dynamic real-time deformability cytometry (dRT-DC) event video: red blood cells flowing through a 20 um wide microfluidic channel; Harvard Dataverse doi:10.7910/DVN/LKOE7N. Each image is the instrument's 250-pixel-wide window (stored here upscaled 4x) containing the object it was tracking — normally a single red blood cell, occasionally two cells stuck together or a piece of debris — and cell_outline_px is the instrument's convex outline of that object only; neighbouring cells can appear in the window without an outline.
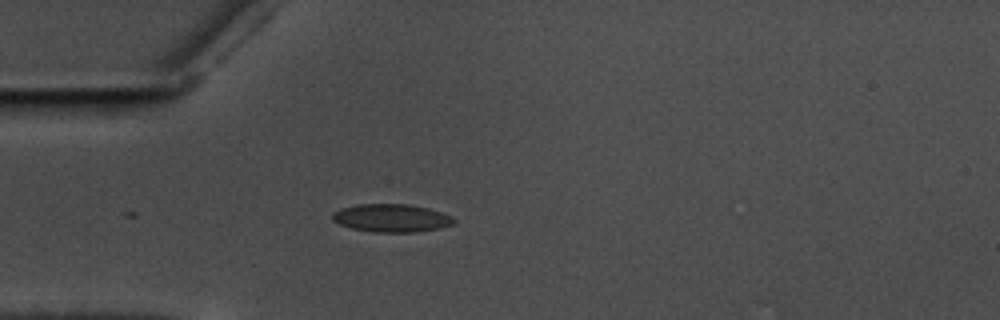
{"species": "common noctule bat (a hibernating species)", "species_latin": "Nyctalus noctula", "temperature_condition": "warm", "stored_images_in_passage": 7, "camera_frame_rate_fps": 3000, "um_per_image_px": 0.085, "animal": {"sex": "male", "body_mass_g": 17.5, "forearm_length_mm": 52.3}, "frame": {"image": 1, "passage_image": 1, "time_ms": 0.0, "image_size_px": [1000, 320], "cell_outline_px": [[456, 224], [440, 228], [416, 232], [372, 232], [352, 228], [340, 224], [332, 220], [332, 212], [340, 208], [356, 204], [408, 204], [428, 208], [452, 216], [456, 220]], "centroid_in_image_um": [33.28, 18.53], "position_along_channel_um": 51.7, "area_um2": 20.0}}
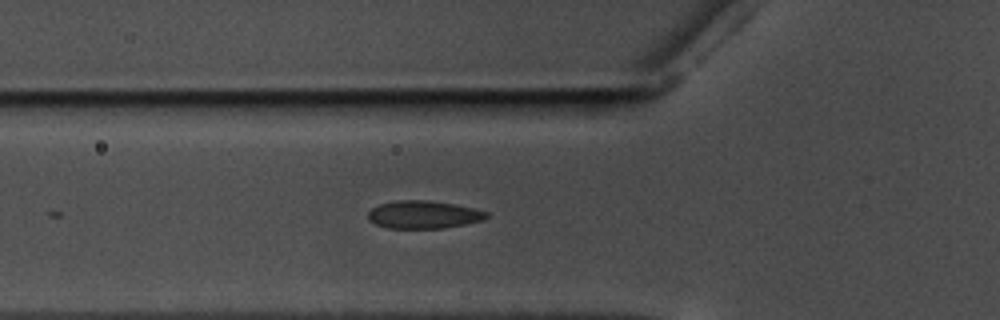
{"frame": {"image": 2, "passage_image": 5, "time_ms": 1.333, "image_size_px": [1000, 320], "cell_outline_px": [[488, 216], [484, 220], [444, 228], [388, 228], [376, 224], [368, 220], [368, 212], [372, 208], [380, 204], [396, 200], [428, 200], [456, 204], [488, 212]], "centroid_in_image_um": [35.99, 18.24], "position_along_channel_um": 89.8, "area_um2": 19.19}}